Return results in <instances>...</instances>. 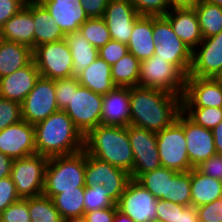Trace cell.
Masks as SVG:
<instances>
[{
	"mask_svg": "<svg viewBox=\"0 0 222 222\" xmlns=\"http://www.w3.org/2000/svg\"><path fill=\"white\" fill-rule=\"evenodd\" d=\"M176 222H199L196 207L192 205L184 206L183 210H179Z\"/></svg>",
	"mask_w": 222,
	"mask_h": 222,
	"instance_id": "52",
	"label": "cell"
},
{
	"mask_svg": "<svg viewBox=\"0 0 222 222\" xmlns=\"http://www.w3.org/2000/svg\"><path fill=\"white\" fill-rule=\"evenodd\" d=\"M23 7L18 0H0V26H3Z\"/></svg>",
	"mask_w": 222,
	"mask_h": 222,
	"instance_id": "50",
	"label": "cell"
},
{
	"mask_svg": "<svg viewBox=\"0 0 222 222\" xmlns=\"http://www.w3.org/2000/svg\"><path fill=\"white\" fill-rule=\"evenodd\" d=\"M115 204L108 198V192L103 185L85 186L84 206L85 212L113 207Z\"/></svg>",
	"mask_w": 222,
	"mask_h": 222,
	"instance_id": "39",
	"label": "cell"
},
{
	"mask_svg": "<svg viewBox=\"0 0 222 222\" xmlns=\"http://www.w3.org/2000/svg\"><path fill=\"white\" fill-rule=\"evenodd\" d=\"M55 94L59 110H64L72 97V77L67 79H56Z\"/></svg>",
	"mask_w": 222,
	"mask_h": 222,
	"instance_id": "47",
	"label": "cell"
},
{
	"mask_svg": "<svg viewBox=\"0 0 222 222\" xmlns=\"http://www.w3.org/2000/svg\"><path fill=\"white\" fill-rule=\"evenodd\" d=\"M23 6L41 4L42 0H18Z\"/></svg>",
	"mask_w": 222,
	"mask_h": 222,
	"instance_id": "57",
	"label": "cell"
},
{
	"mask_svg": "<svg viewBox=\"0 0 222 222\" xmlns=\"http://www.w3.org/2000/svg\"><path fill=\"white\" fill-rule=\"evenodd\" d=\"M216 154L222 155V121L212 130Z\"/></svg>",
	"mask_w": 222,
	"mask_h": 222,
	"instance_id": "55",
	"label": "cell"
},
{
	"mask_svg": "<svg viewBox=\"0 0 222 222\" xmlns=\"http://www.w3.org/2000/svg\"><path fill=\"white\" fill-rule=\"evenodd\" d=\"M35 23L32 5L24 6L3 25L4 40L25 45L34 50Z\"/></svg>",
	"mask_w": 222,
	"mask_h": 222,
	"instance_id": "24",
	"label": "cell"
},
{
	"mask_svg": "<svg viewBox=\"0 0 222 222\" xmlns=\"http://www.w3.org/2000/svg\"><path fill=\"white\" fill-rule=\"evenodd\" d=\"M140 15L130 0H109L103 19L112 40L127 44Z\"/></svg>",
	"mask_w": 222,
	"mask_h": 222,
	"instance_id": "19",
	"label": "cell"
},
{
	"mask_svg": "<svg viewBox=\"0 0 222 222\" xmlns=\"http://www.w3.org/2000/svg\"><path fill=\"white\" fill-rule=\"evenodd\" d=\"M32 16L35 23L34 49L44 43L64 39L65 34L42 4L32 5Z\"/></svg>",
	"mask_w": 222,
	"mask_h": 222,
	"instance_id": "30",
	"label": "cell"
},
{
	"mask_svg": "<svg viewBox=\"0 0 222 222\" xmlns=\"http://www.w3.org/2000/svg\"><path fill=\"white\" fill-rule=\"evenodd\" d=\"M0 152L13 160L35 154L34 125L21 120L0 131Z\"/></svg>",
	"mask_w": 222,
	"mask_h": 222,
	"instance_id": "18",
	"label": "cell"
},
{
	"mask_svg": "<svg viewBox=\"0 0 222 222\" xmlns=\"http://www.w3.org/2000/svg\"><path fill=\"white\" fill-rule=\"evenodd\" d=\"M185 83L186 76L162 58L140 61L139 86L162 89L182 98Z\"/></svg>",
	"mask_w": 222,
	"mask_h": 222,
	"instance_id": "7",
	"label": "cell"
},
{
	"mask_svg": "<svg viewBox=\"0 0 222 222\" xmlns=\"http://www.w3.org/2000/svg\"><path fill=\"white\" fill-rule=\"evenodd\" d=\"M85 150L48 159L43 194L49 198L63 191L85 187Z\"/></svg>",
	"mask_w": 222,
	"mask_h": 222,
	"instance_id": "4",
	"label": "cell"
},
{
	"mask_svg": "<svg viewBox=\"0 0 222 222\" xmlns=\"http://www.w3.org/2000/svg\"><path fill=\"white\" fill-rule=\"evenodd\" d=\"M20 199L11 176L0 179V214Z\"/></svg>",
	"mask_w": 222,
	"mask_h": 222,
	"instance_id": "44",
	"label": "cell"
},
{
	"mask_svg": "<svg viewBox=\"0 0 222 222\" xmlns=\"http://www.w3.org/2000/svg\"><path fill=\"white\" fill-rule=\"evenodd\" d=\"M168 200L183 206L191 205V170L176 172L170 178Z\"/></svg>",
	"mask_w": 222,
	"mask_h": 222,
	"instance_id": "36",
	"label": "cell"
},
{
	"mask_svg": "<svg viewBox=\"0 0 222 222\" xmlns=\"http://www.w3.org/2000/svg\"><path fill=\"white\" fill-rule=\"evenodd\" d=\"M153 58H162L175 65L186 77L192 64V50L173 32L165 16H153Z\"/></svg>",
	"mask_w": 222,
	"mask_h": 222,
	"instance_id": "5",
	"label": "cell"
},
{
	"mask_svg": "<svg viewBox=\"0 0 222 222\" xmlns=\"http://www.w3.org/2000/svg\"><path fill=\"white\" fill-rule=\"evenodd\" d=\"M130 87H118L103 95L102 125H130Z\"/></svg>",
	"mask_w": 222,
	"mask_h": 222,
	"instance_id": "22",
	"label": "cell"
},
{
	"mask_svg": "<svg viewBox=\"0 0 222 222\" xmlns=\"http://www.w3.org/2000/svg\"><path fill=\"white\" fill-rule=\"evenodd\" d=\"M0 219L5 222H31L28 210V198H21L8 206L1 214Z\"/></svg>",
	"mask_w": 222,
	"mask_h": 222,
	"instance_id": "42",
	"label": "cell"
},
{
	"mask_svg": "<svg viewBox=\"0 0 222 222\" xmlns=\"http://www.w3.org/2000/svg\"><path fill=\"white\" fill-rule=\"evenodd\" d=\"M79 32L94 47L99 49L105 46L110 40V32L104 19L88 18L79 28Z\"/></svg>",
	"mask_w": 222,
	"mask_h": 222,
	"instance_id": "37",
	"label": "cell"
},
{
	"mask_svg": "<svg viewBox=\"0 0 222 222\" xmlns=\"http://www.w3.org/2000/svg\"><path fill=\"white\" fill-rule=\"evenodd\" d=\"M13 159L0 152V179L11 175Z\"/></svg>",
	"mask_w": 222,
	"mask_h": 222,
	"instance_id": "54",
	"label": "cell"
},
{
	"mask_svg": "<svg viewBox=\"0 0 222 222\" xmlns=\"http://www.w3.org/2000/svg\"><path fill=\"white\" fill-rule=\"evenodd\" d=\"M31 222H62L63 218L56 209L52 198L44 194L28 198Z\"/></svg>",
	"mask_w": 222,
	"mask_h": 222,
	"instance_id": "35",
	"label": "cell"
},
{
	"mask_svg": "<svg viewBox=\"0 0 222 222\" xmlns=\"http://www.w3.org/2000/svg\"><path fill=\"white\" fill-rule=\"evenodd\" d=\"M128 136L134 156L131 179L161 167L156 132L128 125Z\"/></svg>",
	"mask_w": 222,
	"mask_h": 222,
	"instance_id": "12",
	"label": "cell"
},
{
	"mask_svg": "<svg viewBox=\"0 0 222 222\" xmlns=\"http://www.w3.org/2000/svg\"><path fill=\"white\" fill-rule=\"evenodd\" d=\"M201 3H202V0H168L170 10L195 8Z\"/></svg>",
	"mask_w": 222,
	"mask_h": 222,
	"instance_id": "53",
	"label": "cell"
},
{
	"mask_svg": "<svg viewBox=\"0 0 222 222\" xmlns=\"http://www.w3.org/2000/svg\"><path fill=\"white\" fill-rule=\"evenodd\" d=\"M117 205L113 207L97 209L94 211L85 212L84 217L87 222H112L115 213H116Z\"/></svg>",
	"mask_w": 222,
	"mask_h": 222,
	"instance_id": "51",
	"label": "cell"
},
{
	"mask_svg": "<svg viewBox=\"0 0 222 222\" xmlns=\"http://www.w3.org/2000/svg\"><path fill=\"white\" fill-rule=\"evenodd\" d=\"M48 157L33 154L14 159L11 178L20 198H30L43 194L45 169Z\"/></svg>",
	"mask_w": 222,
	"mask_h": 222,
	"instance_id": "9",
	"label": "cell"
},
{
	"mask_svg": "<svg viewBox=\"0 0 222 222\" xmlns=\"http://www.w3.org/2000/svg\"><path fill=\"white\" fill-rule=\"evenodd\" d=\"M222 68V31L203 38L192 52L188 76L214 78Z\"/></svg>",
	"mask_w": 222,
	"mask_h": 222,
	"instance_id": "17",
	"label": "cell"
},
{
	"mask_svg": "<svg viewBox=\"0 0 222 222\" xmlns=\"http://www.w3.org/2000/svg\"><path fill=\"white\" fill-rule=\"evenodd\" d=\"M199 222H222V199L196 207Z\"/></svg>",
	"mask_w": 222,
	"mask_h": 222,
	"instance_id": "45",
	"label": "cell"
},
{
	"mask_svg": "<svg viewBox=\"0 0 222 222\" xmlns=\"http://www.w3.org/2000/svg\"><path fill=\"white\" fill-rule=\"evenodd\" d=\"M222 107V84L215 78L186 77L182 108Z\"/></svg>",
	"mask_w": 222,
	"mask_h": 222,
	"instance_id": "16",
	"label": "cell"
},
{
	"mask_svg": "<svg viewBox=\"0 0 222 222\" xmlns=\"http://www.w3.org/2000/svg\"><path fill=\"white\" fill-rule=\"evenodd\" d=\"M222 196V181L207 176L197 168L191 169V205L199 207Z\"/></svg>",
	"mask_w": 222,
	"mask_h": 222,
	"instance_id": "27",
	"label": "cell"
},
{
	"mask_svg": "<svg viewBox=\"0 0 222 222\" xmlns=\"http://www.w3.org/2000/svg\"><path fill=\"white\" fill-rule=\"evenodd\" d=\"M62 222H87L84 216L63 219Z\"/></svg>",
	"mask_w": 222,
	"mask_h": 222,
	"instance_id": "58",
	"label": "cell"
},
{
	"mask_svg": "<svg viewBox=\"0 0 222 222\" xmlns=\"http://www.w3.org/2000/svg\"><path fill=\"white\" fill-rule=\"evenodd\" d=\"M4 41L3 26H0V44Z\"/></svg>",
	"mask_w": 222,
	"mask_h": 222,
	"instance_id": "61",
	"label": "cell"
},
{
	"mask_svg": "<svg viewBox=\"0 0 222 222\" xmlns=\"http://www.w3.org/2000/svg\"><path fill=\"white\" fill-rule=\"evenodd\" d=\"M165 17L169 20L173 32L192 51L203 40L198 17L194 8L171 9Z\"/></svg>",
	"mask_w": 222,
	"mask_h": 222,
	"instance_id": "23",
	"label": "cell"
},
{
	"mask_svg": "<svg viewBox=\"0 0 222 222\" xmlns=\"http://www.w3.org/2000/svg\"><path fill=\"white\" fill-rule=\"evenodd\" d=\"M176 171L160 167L153 171L142 174L136 181L151 192L156 199L168 200L170 178Z\"/></svg>",
	"mask_w": 222,
	"mask_h": 222,
	"instance_id": "33",
	"label": "cell"
},
{
	"mask_svg": "<svg viewBox=\"0 0 222 222\" xmlns=\"http://www.w3.org/2000/svg\"><path fill=\"white\" fill-rule=\"evenodd\" d=\"M203 38H209L222 31V7L202 2L194 8Z\"/></svg>",
	"mask_w": 222,
	"mask_h": 222,
	"instance_id": "34",
	"label": "cell"
},
{
	"mask_svg": "<svg viewBox=\"0 0 222 222\" xmlns=\"http://www.w3.org/2000/svg\"><path fill=\"white\" fill-rule=\"evenodd\" d=\"M127 46L128 51L139 61L154 55L153 16L140 15L136 19Z\"/></svg>",
	"mask_w": 222,
	"mask_h": 222,
	"instance_id": "25",
	"label": "cell"
},
{
	"mask_svg": "<svg viewBox=\"0 0 222 222\" xmlns=\"http://www.w3.org/2000/svg\"><path fill=\"white\" fill-rule=\"evenodd\" d=\"M112 222H133V220L127 216L126 214L120 212L118 209H116L115 216L112 220Z\"/></svg>",
	"mask_w": 222,
	"mask_h": 222,
	"instance_id": "56",
	"label": "cell"
},
{
	"mask_svg": "<svg viewBox=\"0 0 222 222\" xmlns=\"http://www.w3.org/2000/svg\"><path fill=\"white\" fill-rule=\"evenodd\" d=\"M40 76L32 59L26 66L0 78V96L21 104Z\"/></svg>",
	"mask_w": 222,
	"mask_h": 222,
	"instance_id": "20",
	"label": "cell"
},
{
	"mask_svg": "<svg viewBox=\"0 0 222 222\" xmlns=\"http://www.w3.org/2000/svg\"><path fill=\"white\" fill-rule=\"evenodd\" d=\"M84 150L91 156L126 170L133 169V150L128 126L98 125L84 136Z\"/></svg>",
	"mask_w": 222,
	"mask_h": 222,
	"instance_id": "3",
	"label": "cell"
},
{
	"mask_svg": "<svg viewBox=\"0 0 222 222\" xmlns=\"http://www.w3.org/2000/svg\"><path fill=\"white\" fill-rule=\"evenodd\" d=\"M157 200L139 182L131 179L116 205L133 222H151L156 218Z\"/></svg>",
	"mask_w": 222,
	"mask_h": 222,
	"instance_id": "14",
	"label": "cell"
},
{
	"mask_svg": "<svg viewBox=\"0 0 222 222\" xmlns=\"http://www.w3.org/2000/svg\"><path fill=\"white\" fill-rule=\"evenodd\" d=\"M102 105L103 95L81 86L77 77H72V97L64 111L84 136L102 123Z\"/></svg>",
	"mask_w": 222,
	"mask_h": 222,
	"instance_id": "6",
	"label": "cell"
},
{
	"mask_svg": "<svg viewBox=\"0 0 222 222\" xmlns=\"http://www.w3.org/2000/svg\"><path fill=\"white\" fill-rule=\"evenodd\" d=\"M214 78L222 84V68Z\"/></svg>",
	"mask_w": 222,
	"mask_h": 222,
	"instance_id": "60",
	"label": "cell"
},
{
	"mask_svg": "<svg viewBox=\"0 0 222 222\" xmlns=\"http://www.w3.org/2000/svg\"><path fill=\"white\" fill-rule=\"evenodd\" d=\"M33 60L41 77L52 80L73 77V58L64 39L36 47Z\"/></svg>",
	"mask_w": 222,
	"mask_h": 222,
	"instance_id": "10",
	"label": "cell"
},
{
	"mask_svg": "<svg viewBox=\"0 0 222 222\" xmlns=\"http://www.w3.org/2000/svg\"><path fill=\"white\" fill-rule=\"evenodd\" d=\"M58 110L55 81L40 76L21 103L22 120L35 125Z\"/></svg>",
	"mask_w": 222,
	"mask_h": 222,
	"instance_id": "13",
	"label": "cell"
},
{
	"mask_svg": "<svg viewBox=\"0 0 222 222\" xmlns=\"http://www.w3.org/2000/svg\"><path fill=\"white\" fill-rule=\"evenodd\" d=\"M202 2L218 5L219 7H222V0H202Z\"/></svg>",
	"mask_w": 222,
	"mask_h": 222,
	"instance_id": "59",
	"label": "cell"
},
{
	"mask_svg": "<svg viewBox=\"0 0 222 222\" xmlns=\"http://www.w3.org/2000/svg\"><path fill=\"white\" fill-rule=\"evenodd\" d=\"M21 120V104L0 96V131Z\"/></svg>",
	"mask_w": 222,
	"mask_h": 222,
	"instance_id": "40",
	"label": "cell"
},
{
	"mask_svg": "<svg viewBox=\"0 0 222 222\" xmlns=\"http://www.w3.org/2000/svg\"><path fill=\"white\" fill-rule=\"evenodd\" d=\"M196 168L203 174L222 181V155L215 154Z\"/></svg>",
	"mask_w": 222,
	"mask_h": 222,
	"instance_id": "48",
	"label": "cell"
},
{
	"mask_svg": "<svg viewBox=\"0 0 222 222\" xmlns=\"http://www.w3.org/2000/svg\"><path fill=\"white\" fill-rule=\"evenodd\" d=\"M80 2L88 18H101L109 0H80Z\"/></svg>",
	"mask_w": 222,
	"mask_h": 222,
	"instance_id": "49",
	"label": "cell"
},
{
	"mask_svg": "<svg viewBox=\"0 0 222 222\" xmlns=\"http://www.w3.org/2000/svg\"><path fill=\"white\" fill-rule=\"evenodd\" d=\"M77 79L81 86L101 95H106L116 87L111 76V66L100 57L86 67Z\"/></svg>",
	"mask_w": 222,
	"mask_h": 222,
	"instance_id": "26",
	"label": "cell"
},
{
	"mask_svg": "<svg viewBox=\"0 0 222 222\" xmlns=\"http://www.w3.org/2000/svg\"><path fill=\"white\" fill-rule=\"evenodd\" d=\"M85 186L103 185L108 198L116 205L131 180L130 173L108 162L99 160L85 151Z\"/></svg>",
	"mask_w": 222,
	"mask_h": 222,
	"instance_id": "8",
	"label": "cell"
},
{
	"mask_svg": "<svg viewBox=\"0 0 222 222\" xmlns=\"http://www.w3.org/2000/svg\"><path fill=\"white\" fill-rule=\"evenodd\" d=\"M182 111L196 124L212 130L222 121V107L182 108Z\"/></svg>",
	"mask_w": 222,
	"mask_h": 222,
	"instance_id": "38",
	"label": "cell"
},
{
	"mask_svg": "<svg viewBox=\"0 0 222 222\" xmlns=\"http://www.w3.org/2000/svg\"><path fill=\"white\" fill-rule=\"evenodd\" d=\"M73 58V77H77L98 57V49L91 45L79 32L66 34L64 37Z\"/></svg>",
	"mask_w": 222,
	"mask_h": 222,
	"instance_id": "29",
	"label": "cell"
},
{
	"mask_svg": "<svg viewBox=\"0 0 222 222\" xmlns=\"http://www.w3.org/2000/svg\"><path fill=\"white\" fill-rule=\"evenodd\" d=\"M128 52L127 44L112 39L105 46L98 49L99 57L110 66L118 62Z\"/></svg>",
	"mask_w": 222,
	"mask_h": 222,
	"instance_id": "43",
	"label": "cell"
},
{
	"mask_svg": "<svg viewBox=\"0 0 222 222\" xmlns=\"http://www.w3.org/2000/svg\"><path fill=\"white\" fill-rule=\"evenodd\" d=\"M84 193L85 187H78L76 190L63 191L52 198L63 219L84 216Z\"/></svg>",
	"mask_w": 222,
	"mask_h": 222,
	"instance_id": "32",
	"label": "cell"
},
{
	"mask_svg": "<svg viewBox=\"0 0 222 222\" xmlns=\"http://www.w3.org/2000/svg\"><path fill=\"white\" fill-rule=\"evenodd\" d=\"M33 59V50L13 41L0 44V78L26 66Z\"/></svg>",
	"mask_w": 222,
	"mask_h": 222,
	"instance_id": "28",
	"label": "cell"
},
{
	"mask_svg": "<svg viewBox=\"0 0 222 222\" xmlns=\"http://www.w3.org/2000/svg\"><path fill=\"white\" fill-rule=\"evenodd\" d=\"M161 166L176 172H187L193 167L187 152L184 128L175 120L156 133Z\"/></svg>",
	"mask_w": 222,
	"mask_h": 222,
	"instance_id": "11",
	"label": "cell"
},
{
	"mask_svg": "<svg viewBox=\"0 0 222 222\" xmlns=\"http://www.w3.org/2000/svg\"><path fill=\"white\" fill-rule=\"evenodd\" d=\"M130 125L159 132L182 110V98L162 89L130 87Z\"/></svg>",
	"mask_w": 222,
	"mask_h": 222,
	"instance_id": "1",
	"label": "cell"
},
{
	"mask_svg": "<svg viewBox=\"0 0 222 222\" xmlns=\"http://www.w3.org/2000/svg\"><path fill=\"white\" fill-rule=\"evenodd\" d=\"M176 121L184 128L188 157L193 168L216 154L214 137L210 129L196 124L182 110Z\"/></svg>",
	"mask_w": 222,
	"mask_h": 222,
	"instance_id": "15",
	"label": "cell"
},
{
	"mask_svg": "<svg viewBox=\"0 0 222 222\" xmlns=\"http://www.w3.org/2000/svg\"><path fill=\"white\" fill-rule=\"evenodd\" d=\"M140 61L130 52L111 66V76L118 87L139 86Z\"/></svg>",
	"mask_w": 222,
	"mask_h": 222,
	"instance_id": "31",
	"label": "cell"
},
{
	"mask_svg": "<svg viewBox=\"0 0 222 222\" xmlns=\"http://www.w3.org/2000/svg\"><path fill=\"white\" fill-rule=\"evenodd\" d=\"M139 15L165 16L169 11L168 0H130Z\"/></svg>",
	"mask_w": 222,
	"mask_h": 222,
	"instance_id": "41",
	"label": "cell"
},
{
	"mask_svg": "<svg viewBox=\"0 0 222 222\" xmlns=\"http://www.w3.org/2000/svg\"><path fill=\"white\" fill-rule=\"evenodd\" d=\"M151 222H163V221H161V220L158 219V218H155V219H153Z\"/></svg>",
	"mask_w": 222,
	"mask_h": 222,
	"instance_id": "62",
	"label": "cell"
},
{
	"mask_svg": "<svg viewBox=\"0 0 222 222\" xmlns=\"http://www.w3.org/2000/svg\"><path fill=\"white\" fill-rule=\"evenodd\" d=\"M41 4L65 35L79 31L88 19L80 0H42Z\"/></svg>",
	"mask_w": 222,
	"mask_h": 222,
	"instance_id": "21",
	"label": "cell"
},
{
	"mask_svg": "<svg viewBox=\"0 0 222 222\" xmlns=\"http://www.w3.org/2000/svg\"><path fill=\"white\" fill-rule=\"evenodd\" d=\"M183 205L176 204L169 200H157L156 218L163 222H176L179 210H183Z\"/></svg>",
	"mask_w": 222,
	"mask_h": 222,
	"instance_id": "46",
	"label": "cell"
},
{
	"mask_svg": "<svg viewBox=\"0 0 222 222\" xmlns=\"http://www.w3.org/2000/svg\"><path fill=\"white\" fill-rule=\"evenodd\" d=\"M36 153L48 158L70 155L84 149V135L64 110L54 112L34 125Z\"/></svg>",
	"mask_w": 222,
	"mask_h": 222,
	"instance_id": "2",
	"label": "cell"
}]
</instances>
